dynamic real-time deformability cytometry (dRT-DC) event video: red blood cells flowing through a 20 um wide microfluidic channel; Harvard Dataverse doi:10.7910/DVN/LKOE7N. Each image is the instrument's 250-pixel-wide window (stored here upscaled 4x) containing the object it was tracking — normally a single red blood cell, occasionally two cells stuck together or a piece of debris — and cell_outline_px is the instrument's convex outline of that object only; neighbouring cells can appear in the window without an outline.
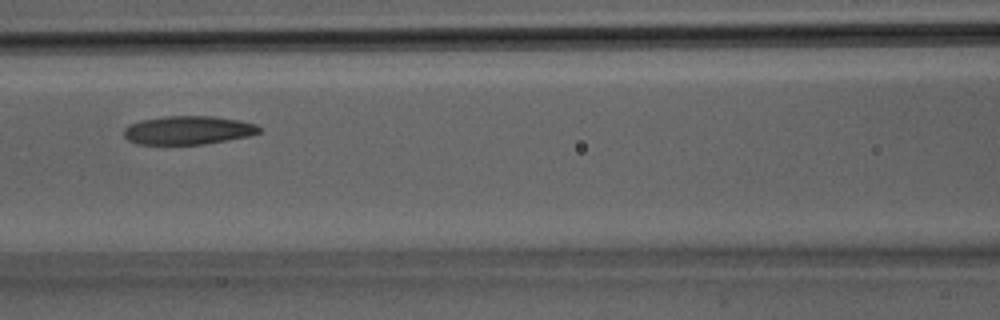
{"species": "Egyptian fruit bat (a non-hibernating species)", "species_latin": "Rousettus aegyptiacus", "temperature_condition": "room temperature", "stored_images_in_passage": 29, "camera_frame_rate_fps": 3000, "um_per_image_px": 0.085, "animal": {"sex": "male"}, "frame": {"image": 1, "passage_image": 11, "time_ms": 3.333, "image_size_px": [1000, 320], "cell_outline_px": [[264, 132], [248, 136], [228, 140], [204, 144], [136, 144], [128, 140], [124, 136], [124, 128], [128, 124], [140, 120], [164, 116], [216, 116], [240, 120], [256, 124]], "centroid_in_image_um": [16.0, 11.06], "position_along_channel_um": 150.6, "area_um2": 22.77}}
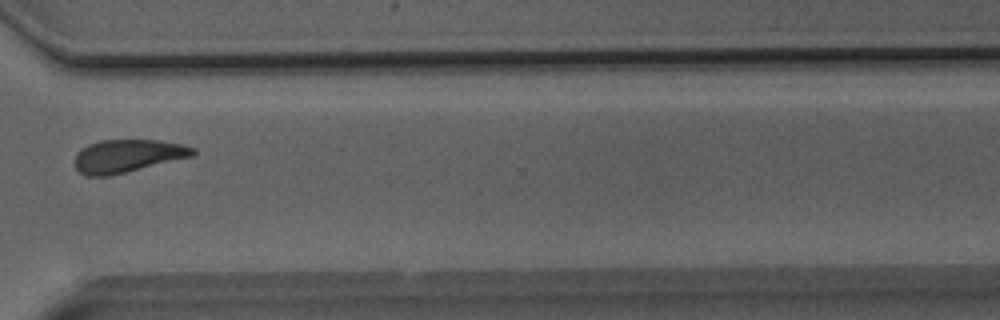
{"frame": {"image": 2, "passage_image": 21, "time_ms": 6.667, "image_size_px": [1000, 320], "cell_outline_px": [[196, 152], [192, 156], [108, 176], [84, 176], [76, 168], [76, 156], [88, 144], [100, 140], [160, 140], [184, 144], [196, 148]], "centroid_in_image_um": [10.87, 13.24], "position_along_channel_um": 359.7, "area_um2": 22.37}}
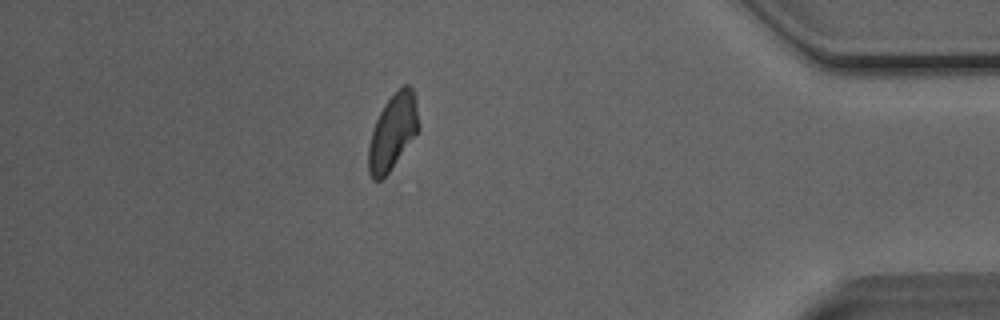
{"frame": {"image": 3, "passage_image": 25, "time_ms": 8.0, "image_size_px": [1000, 320], "cell_outline_px": [[420, 128], [388, 172], [380, 180], [372, 180], [368, 172], [368, 144], [372, 128], [384, 104], [404, 84], [408, 84], [412, 88], [416, 100], [420, 124]], "centroid_in_image_um": [33.37, 11.2], "position_along_channel_um": 401.8, "area_um2": 21.91}}